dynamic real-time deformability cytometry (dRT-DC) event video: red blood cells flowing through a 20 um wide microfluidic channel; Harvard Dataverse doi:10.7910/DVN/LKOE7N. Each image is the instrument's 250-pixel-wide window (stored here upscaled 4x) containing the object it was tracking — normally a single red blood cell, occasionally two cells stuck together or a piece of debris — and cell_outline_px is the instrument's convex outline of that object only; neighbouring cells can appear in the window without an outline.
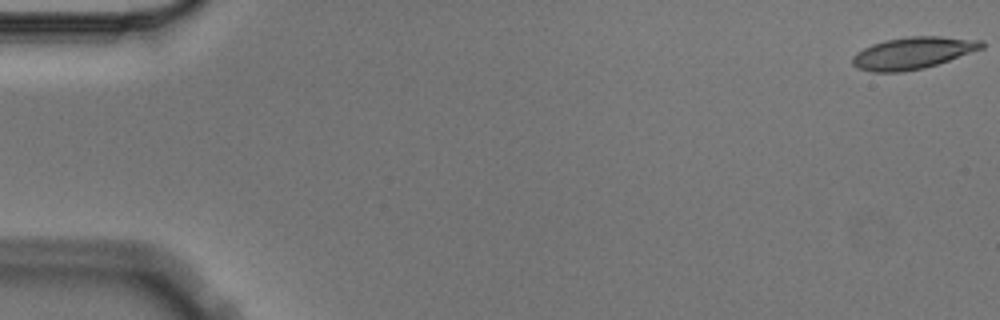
{"species": "Egyptian fruit bat (a non-hibernating species)", "species_latin": "Rousettus aegyptiacus", "temperature_condition": "cold", "stored_images_in_passage": 4, "camera_frame_rate_fps": 3000, "um_per_image_px": 0.085, "animal": {"sex": "male"}, "frame": {"image": 1, "passage_image": 1, "time_ms": 0.0, "image_size_px": [1000, 320], "cell_outline_px": [[984, 48], [924, 68], [900, 72], [872, 72], [856, 68], [852, 64], [852, 56], [856, 52], [872, 44], [884, 40], [908, 36], [940, 36], [984, 40]], "centroid_in_image_um": [77.57, 4.5], "position_along_channel_um": 7.4, "area_um2": 24.1}}
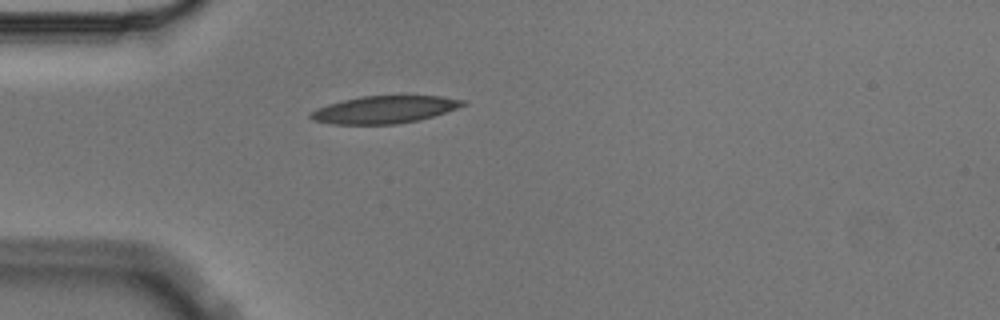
{"frame": {"image": 2, "passage_image": 4, "time_ms": 1.0, "image_size_px": [1000, 320], "cell_outline_px": [[468, 104], [420, 120], [396, 124], [332, 124], [312, 120], [308, 116], [316, 108], [328, 104], [360, 96], [440, 96], [464, 100]], "centroid_in_image_um": [32.65, 9.32], "position_along_channel_um": 52.3, "area_um2": 24.16}}